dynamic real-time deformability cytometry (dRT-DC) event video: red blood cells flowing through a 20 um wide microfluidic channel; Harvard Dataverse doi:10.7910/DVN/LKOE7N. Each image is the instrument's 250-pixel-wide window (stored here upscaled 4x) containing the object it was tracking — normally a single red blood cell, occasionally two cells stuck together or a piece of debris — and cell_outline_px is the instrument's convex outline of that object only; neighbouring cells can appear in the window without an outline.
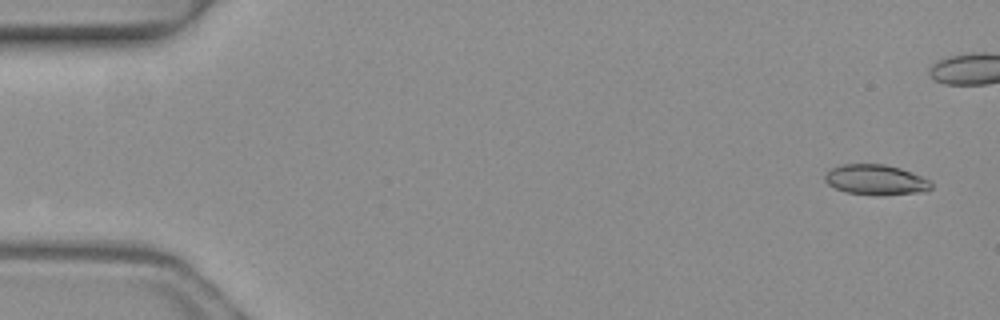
{"species": "common noctule bat (a hibernating species)", "species_latin": "Nyctalus noctula", "temperature_condition": "warm", "stored_images_in_passage": 4, "camera_frame_rate_fps": 3000, "um_per_image_px": 0.085, "animal": {"sex": "female", "body_mass_g": 19.3, "forearm_length_mm": 54.1}, "frame": {"image": 1, "passage_image": 1, "time_ms": 0.0, "image_size_px": [1000, 320], "cell_outline_px": [[932, 188], [928, 192], [884, 196], [880, 196], [844, 192], [828, 184], [824, 180], [824, 176], [832, 168], [840, 164], [884, 164], [900, 168], [912, 172], [928, 180], [932, 184]], "centroid_in_image_um": [74.47, 15.3], "position_along_channel_um": 10.5, "area_um2": 19.07}}